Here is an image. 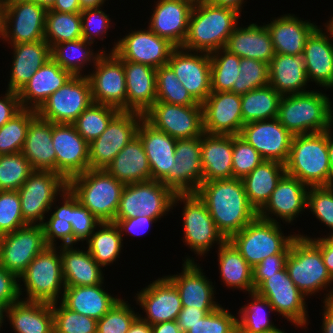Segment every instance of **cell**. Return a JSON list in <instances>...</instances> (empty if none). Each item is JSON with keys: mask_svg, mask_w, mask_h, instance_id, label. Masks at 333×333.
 Wrapping results in <instances>:
<instances>
[{"mask_svg": "<svg viewBox=\"0 0 333 333\" xmlns=\"http://www.w3.org/2000/svg\"><path fill=\"white\" fill-rule=\"evenodd\" d=\"M196 194L227 240L258 216L240 178L203 181Z\"/></svg>", "mask_w": 333, "mask_h": 333, "instance_id": "6da1fadb", "label": "cell"}, {"mask_svg": "<svg viewBox=\"0 0 333 333\" xmlns=\"http://www.w3.org/2000/svg\"><path fill=\"white\" fill-rule=\"evenodd\" d=\"M239 16L241 14L232 8L213 5L208 1L195 3L181 48L209 54L224 48L238 25Z\"/></svg>", "mask_w": 333, "mask_h": 333, "instance_id": "7a4b0ae2", "label": "cell"}, {"mask_svg": "<svg viewBox=\"0 0 333 333\" xmlns=\"http://www.w3.org/2000/svg\"><path fill=\"white\" fill-rule=\"evenodd\" d=\"M322 91L281 96L278 121L292 134L320 133L333 128V105Z\"/></svg>", "mask_w": 333, "mask_h": 333, "instance_id": "3957f363", "label": "cell"}, {"mask_svg": "<svg viewBox=\"0 0 333 333\" xmlns=\"http://www.w3.org/2000/svg\"><path fill=\"white\" fill-rule=\"evenodd\" d=\"M286 174L307 186H326L331 171L328 155V131L293 135Z\"/></svg>", "mask_w": 333, "mask_h": 333, "instance_id": "277c9868", "label": "cell"}, {"mask_svg": "<svg viewBox=\"0 0 333 333\" xmlns=\"http://www.w3.org/2000/svg\"><path fill=\"white\" fill-rule=\"evenodd\" d=\"M124 187L105 169H88L68 181L70 191L101 222H114Z\"/></svg>", "mask_w": 333, "mask_h": 333, "instance_id": "5b68a950", "label": "cell"}, {"mask_svg": "<svg viewBox=\"0 0 333 333\" xmlns=\"http://www.w3.org/2000/svg\"><path fill=\"white\" fill-rule=\"evenodd\" d=\"M56 246H47L29 264L18 278L19 293L26 291L25 301L55 303L61 300L65 289L62 273L61 254ZM59 251V252H57ZM21 280L24 284L20 285ZM61 295V297L59 296Z\"/></svg>", "mask_w": 333, "mask_h": 333, "instance_id": "8992f818", "label": "cell"}, {"mask_svg": "<svg viewBox=\"0 0 333 333\" xmlns=\"http://www.w3.org/2000/svg\"><path fill=\"white\" fill-rule=\"evenodd\" d=\"M279 223L257 216L228 240L253 268L268 256L289 254L291 242L298 234L284 236Z\"/></svg>", "mask_w": 333, "mask_h": 333, "instance_id": "52a82bcc", "label": "cell"}, {"mask_svg": "<svg viewBox=\"0 0 333 333\" xmlns=\"http://www.w3.org/2000/svg\"><path fill=\"white\" fill-rule=\"evenodd\" d=\"M285 268L296 287L307 297L321 290H331L333 278L321 251L307 238L297 235L291 242Z\"/></svg>", "mask_w": 333, "mask_h": 333, "instance_id": "ba28073f", "label": "cell"}, {"mask_svg": "<svg viewBox=\"0 0 333 333\" xmlns=\"http://www.w3.org/2000/svg\"><path fill=\"white\" fill-rule=\"evenodd\" d=\"M184 203L182 208V220L184 245H187L191 251L198 256L208 254V251L215 246L218 247L227 239L218 230L206 204L198 197L196 193L175 194L173 207L177 203Z\"/></svg>", "mask_w": 333, "mask_h": 333, "instance_id": "9c48e42d", "label": "cell"}, {"mask_svg": "<svg viewBox=\"0 0 333 333\" xmlns=\"http://www.w3.org/2000/svg\"><path fill=\"white\" fill-rule=\"evenodd\" d=\"M174 196L175 193L161 181L126 184L115 219H130L137 216L161 219L173 209Z\"/></svg>", "mask_w": 333, "mask_h": 333, "instance_id": "30bf717a", "label": "cell"}, {"mask_svg": "<svg viewBox=\"0 0 333 333\" xmlns=\"http://www.w3.org/2000/svg\"><path fill=\"white\" fill-rule=\"evenodd\" d=\"M68 188V182L53 171H34L17 190L24 222L42 225L45 213L52 211L56 197Z\"/></svg>", "mask_w": 333, "mask_h": 333, "instance_id": "8fae6325", "label": "cell"}, {"mask_svg": "<svg viewBox=\"0 0 333 333\" xmlns=\"http://www.w3.org/2000/svg\"><path fill=\"white\" fill-rule=\"evenodd\" d=\"M46 11L44 6L29 0H4L1 40L11 45L44 40Z\"/></svg>", "mask_w": 333, "mask_h": 333, "instance_id": "7c38bea8", "label": "cell"}, {"mask_svg": "<svg viewBox=\"0 0 333 333\" xmlns=\"http://www.w3.org/2000/svg\"><path fill=\"white\" fill-rule=\"evenodd\" d=\"M92 102L91 86L86 74L72 76L44 101L36 113L52 123L72 124Z\"/></svg>", "mask_w": 333, "mask_h": 333, "instance_id": "4fadbf2b", "label": "cell"}, {"mask_svg": "<svg viewBox=\"0 0 333 333\" xmlns=\"http://www.w3.org/2000/svg\"><path fill=\"white\" fill-rule=\"evenodd\" d=\"M255 292L268 300L274 312L282 315L297 328L304 327L305 329L306 325H308L306 296L290 279L286 268L272 276H268L255 289Z\"/></svg>", "mask_w": 333, "mask_h": 333, "instance_id": "5bb4252c", "label": "cell"}, {"mask_svg": "<svg viewBox=\"0 0 333 333\" xmlns=\"http://www.w3.org/2000/svg\"><path fill=\"white\" fill-rule=\"evenodd\" d=\"M144 115L120 111L106 130L89 144V169H105L132 138L137 135Z\"/></svg>", "mask_w": 333, "mask_h": 333, "instance_id": "9a60e30c", "label": "cell"}, {"mask_svg": "<svg viewBox=\"0 0 333 333\" xmlns=\"http://www.w3.org/2000/svg\"><path fill=\"white\" fill-rule=\"evenodd\" d=\"M86 75L91 86L94 103L113 106L126 111V77L122 61L113 52H104Z\"/></svg>", "mask_w": 333, "mask_h": 333, "instance_id": "2e32d148", "label": "cell"}, {"mask_svg": "<svg viewBox=\"0 0 333 333\" xmlns=\"http://www.w3.org/2000/svg\"><path fill=\"white\" fill-rule=\"evenodd\" d=\"M156 129L175 139L200 137L204 134L202 105H177L156 101L144 114Z\"/></svg>", "mask_w": 333, "mask_h": 333, "instance_id": "e0dca14e", "label": "cell"}, {"mask_svg": "<svg viewBox=\"0 0 333 333\" xmlns=\"http://www.w3.org/2000/svg\"><path fill=\"white\" fill-rule=\"evenodd\" d=\"M46 247L42 225L27 224L0 236V265L19 278Z\"/></svg>", "mask_w": 333, "mask_h": 333, "instance_id": "ac0fdd59", "label": "cell"}, {"mask_svg": "<svg viewBox=\"0 0 333 333\" xmlns=\"http://www.w3.org/2000/svg\"><path fill=\"white\" fill-rule=\"evenodd\" d=\"M113 52L119 59L151 66L155 69L167 65L176 48L168 40L159 37L149 28L131 30L113 45Z\"/></svg>", "mask_w": 333, "mask_h": 333, "instance_id": "d6986e66", "label": "cell"}, {"mask_svg": "<svg viewBox=\"0 0 333 333\" xmlns=\"http://www.w3.org/2000/svg\"><path fill=\"white\" fill-rule=\"evenodd\" d=\"M52 143L56 152V173L67 182L89 169V143L73 124L52 123Z\"/></svg>", "mask_w": 333, "mask_h": 333, "instance_id": "ffe728a7", "label": "cell"}, {"mask_svg": "<svg viewBox=\"0 0 333 333\" xmlns=\"http://www.w3.org/2000/svg\"><path fill=\"white\" fill-rule=\"evenodd\" d=\"M167 64L191 96L202 104L212 92L210 54L176 47Z\"/></svg>", "mask_w": 333, "mask_h": 333, "instance_id": "44dd1931", "label": "cell"}, {"mask_svg": "<svg viewBox=\"0 0 333 333\" xmlns=\"http://www.w3.org/2000/svg\"><path fill=\"white\" fill-rule=\"evenodd\" d=\"M204 133L239 135L243 123L241 95L212 91L201 104Z\"/></svg>", "mask_w": 333, "mask_h": 333, "instance_id": "7402d4cb", "label": "cell"}, {"mask_svg": "<svg viewBox=\"0 0 333 333\" xmlns=\"http://www.w3.org/2000/svg\"><path fill=\"white\" fill-rule=\"evenodd\" d=\"M239 136L252 145L264 160L286 163L293 135L277 118L244 124Z\"/></svg>", "mask_w": 333, "mask_h": 333, "instance_id": "603a6c76", "label": "cell"}, {"mask_svg": "<svg viewBox=\"0 0 333 333\" xmlns=\"http://www.w3.org/2000/svg\"><path fill=\"white\" fill-rule=\"evenodd\" d=\"M136 296V303L146 313L139 317L150 325L177 320L183 308L177 288L166 276L156 279Z\"/></svg>", "mask_w": 333, "mask_h": 333, "instance_id": "cb8c5ba5", "label": "cell"}, {"mask_svg": "<svg viewBox=\"0 0 333 333\" xmlns=\"http://www.w3.org/2000/svg\"><path fill=\"white\" fill-rule=\"evenodd\" d=\"M325 24L326 32L317 27L307 38L302 56L309 82L327 90L333 87V19Z\"/></svg>", "mask_w": 333, "mask_h": 333, "instance_id": "d4e9b609", "label": "cell"}, {"mask_svg": "<svg viewBox=\"0 0 333 333\" xmlns=\"http://www.w3.org/2000/svg\"><path fill=\"white\" fill-rule=\"evenodd\" d=\"M137 135L148 158L151 180L161 181L170 188V171H174L177 139L156 129L144 117L139 123Z\"/></svg>", "mask_w": 333, "mask_h": 333, "instance_id": "484cf974", "label": "cell"}, {"mask_svg": "<svg viewBox=\"0 0 333 333\" xmlns=\"http://www.w3.org/2000/svg\"><path fill=\"white\" fill-rule=\"evenodd\" d=\"M186 257L179 274L166 276L177 288L183 307L216 310L221 307L215 299V290L194 258Z\"/></svg>", "mask_w": 333, "mask_h": 333, "instance_id": "4316f807", "label": "cell"}, {"mask_svg": "<svg viewBox=\"0 0 333 333\" xmlns=\"http://www.w3.org/2000/svg\"><path fill=\"white\" fill-rule=\"evenodd\" d=\"M170 189L175 194L196 193L203 182L201 136L177 139Z\"/></svg>", "mask_w": 333, "mask_h": 333, "instance_id": "83f0119b", "label": "cell"}, {"mask_svg": "<svg viewBox=\"0 0 333 333\" xmlns=\"http://www.w3.org/2000/svg\"><path fill=\"white\" fill-rule=\"evenodd\" d=\"M308 189L309 186L297 178L285 174L268 201L258 211V217L272 222H278V217L287 223L293 222L299 213L305 211ZM272 216L277 218L274 219Z\"/></svg>", "mask_w": 333, "mask_h": 333, "instance_id": "f1b7e54d", "label": "cell"}, {"mask_svg": "<svg viewBox=\"0 0 333 333\" xmlns=\"http://www.w3.org/2000/svg\"><path fill=\"white\" fill-rule=\"evenodd\" d=\"M193 6L189 0H157L147 28L175 47H182Z\"/></svg>", "mask_w": 333, "mask_h": 333, "instance_id": "f546056e", "label": "cell"}, {"mask_svg": "<svg viewBox=\"0 0 333 333\" xmlns=\"http://www.w3.org/2000/svg\"><path fill=\"white\" fill-rule=\"evenodd\" d=\"M120 60L126 77V111L144 115L156 102V69Z\"/></svg>", "mask_w": 333, "mask_h": 333, "instance_id": "4dcf8cb0", "label": "cell"}, {"mask_svg": "<svg viewBox=\"0 0 333 333\" xmlns=\"http://www.w3.org/2000/svg\"><path fill=\"white\" fill-rule=\"evenodd\" d=\"M73 75L52 58L41 66L18 92L22 108L37 110L44 101L61 88Z\"/></svg>", "mask_w": 333, "mask_h": 333, "instance_id": "1f68e13d", "label": "cell"}, {"mask_svg": "<svg viewBox=\"0 0 333 333\" xmlns=\"http://www.w3.org/2000/svg\"><path fill=\"white\" fill-rule=\"evenodd\" d=\"M272 20L265 25L269 31L274 51L279 54L301 55L307 38L318 27L314 22L303 21L290 13Z\"/></svg>", "mask_w": 333, "mask_h": 333, "instance_id": "d6a6232c", "label": "cell"}, {"mask_svg": "<svg viewBox=\"0 0 333 333\" xmlns=\"http://www.w3.org/2000/svg\"><path fill=\"white\" fill-rule=\"evenodd\" d=\"M246 26L244 28L237 25L224 48L240 58L256 59L269 64L275 51L267 26H258L256 23Z\"/></svg>", "mask_w": 333, "mask_h": 333, "instance_id": "836d02e7", "label": "cell"}, {"mask_svg": "<svg viewBox=\"0 0 333 333\" xmlns=\"http://www.w3.org/2000/svg\"><path fill=\"white\" fill-rule=\"evenodd\" d=\"M13 47V60L10 69L8 88L19 92L34 73L51 59V47L45 40L19 43Z\"/></svg>", "mask_w": 333, "mask_h": 333, "instance_id": "e575fe53", "label": "cell"}, {"mask_svg": "<svg viewBox=\"0 0 333 333\" xmlns=\"http://www.w3.org/2000/svg\"><path fill=\"white\" fill-rule=\"evenodd\" d=\"M22 154L28 159L34 171L56 172L52 122L38 115L30 121Z\"/></svg>", "mask_w": 333, "mask_h": 333, "instance_id": "d590c367", "label": "cell"}, {"mask_svg": "<svg viewBox=\"0 0 333 333\" xmlns=\"http://www.w3.org/2000/svg\"><path fill=\"white\" fill-rule=\"evenodd\" d=\"M233 135L207 134L201 136L203 181L233 178Z\"/></svg>", "mask_w": 333, "mask_h": 333, "instance_id": "8d00e7d4", "label": "cell"}, {"mask_svg": "<svg viewBox=\"0 0 333 333\" xmlns=\"http://www.w3.org/2000/svg\"><path fill=\"white\" fill-rule=\"evenodd\" d=\"M269 85L281 96L308 92L309 82L301 55L275 53L268 64Z\"/></svg>", "mask_w": 333, "mask_h": 333, "instance_id": "74e56055", "label": "cell"}, {"mask_svg": "<svg viewBox=\"0 0 333 333\" xmlns=\"http://www.w3.org/2000/svg\"><path fill=\"white\" fill-rule=\"evenodd\" d=\"M102 284L66 286L60 302L74 312L99 320L120 299L106 292Z\"/></svg>", "mask_w": 333, "mask_h": 333, "instance_id": "f35d334b", "label": "cell"}, {"mask_svg": "<svg viewBox=\"0 0 333 333\" xmlns=\"http://www.w3.org/2000/svg\"><path fill=\"white\" fill-rule=\"evenodd\" d=\"M105 170L125 185L151 180L148 158L138 135L117 153Z\"/></svg>", "mask_w": 333, "mask_h": 333, "instance_id": "ab89813d", "label": "cell"}, {"mask_svg": "<svg viewBox=\"0 0 333 333\" xmlns=\"http://www.w3.org/2000/svg\"><path fill=\"white\" fill-rule=\"evenodd\" d=\"M60 248L62 273L65 286H93L104 283L100 266L88 250H80L73 245Z\"/></svg>", "mask_w": 333, "mask_h": 333, "instance_id": "60d3db41", "label": "cell"}, {"mask_svg": "<svg viewBox=\"0 0 333 333\" xmlns=\"http://www.w3.org/2000/svg\"><path fill=\"white\" fill-rule=\"evenodd\" d=\"M15 333H54L50 303L19 300L7 308Z\"/></svg>", "mask_w": 333, "mask_h": 333, "instance_id": "b9f144b4", "label": "cell"}, {"mask_svg": "<svg viewBox=\"0 0 333 333\" xmlns=\"http://www.w3.org/2000/svg\"><path fill=\"white\" fill-rule=\"evenodd\" d=\"M286 174L285 165L278 161L263 160L241 180L249 203L258 212L268 201L278 182Z\"/></svg>", "mask_w": 333, "mask_h": 333, "instance_id": "7bdbcfd3", "label": "cell"}, {"mask_svg": "<svg viewBox=\"0 0 333 333\" xmlns=\"http://www.w3.org/2000/svg\"><path fill=\"white\" fill-rule=\"evenodd\" d=\"M217 250L220 276L225 286L245 290L248 294L254 292L252 267L235 246L226 240Z\"/></svg>", "mask_w": 333, "mask_h": 333, "instance_id": "ee69618b", "label": "cell"}, {"mask_svg": "<svg viewBox=\"0 0 333 333\" xmlns=\"http://www.w3.org/2000/svg\"><path fill=\"white\" fill-rule=\"evenodd\" d=\"M93 43L85 39H77L59 43L51 48V58L59 64L64 70L69 71L73 76H82L85 65L90 63L94 66L98 59L107 52V50H98L95 53L91 45ZM83 68V69H82Z\"/></svg>", "mask_w": 333, "mask_h": 333, "instance_id": "f6af8a7d", "label": "cell"}, {"mask_svg": "<svg viewBox=\"0 0 333 333\" xmlns=\"http://www.w3.org/2000/svg\"><path fill=\"white\" fill-rule=\"evenodd\" d=\"M281 95L270 85L241 95L243 123L277 118Z\"/></svg>", "mask_w": 333, "mask_h": 333, "instance_id": "bcb514c9", "label": "cell"}, {"mask_svg": "<svg viewBox=\"0 0 333 333\" xmlns=\"http://www.w3.org/2000/svg\"><path fill=\"white\" fill-rule=\"evenodd\" d=\"M96 230L86 241L87 250L100 266L106 267L119 258L122 236L114 222H101Z\"/></svg>", "mask_w": 333, "mask_h": 333, "instance_id": "7dc6e473", "label": "cell"}, {"mask_svg": "<svg viewBox=\"0 0 333 333\" xmlns=\"http://www.w3.org/2000/svg\"><path fill=\"white\" fill-rule=\"evenodd\" d=\"M82 39L81 14L64 13L47 9L45 16L44 40L54 45Z\"/></svg>", "mask_w": 333, "mask_h": 333, "instance_id": "c3c4849f", "label": "cell"}, {"mask_svg": "<svg viewBox=\"0 0 333 333\" xmlns=\"http://www.w3.org/2000/svg\"><path fill=\"white\" fill-rule=\"evenodd\" d=\"M252 300L246 306H242L237 318V332L238 333H264L274 330L277 326L272 324L268 318L273 310L268 300L257 294L255 291L249 293ZM266 309L270 311L267 313Z\"/></svg>", "mask_w": 333, "mask_h": 333, "instance_id": "681fc988", "label": "cell"}, {"mask_svg": "<svg viewBox=\"0 0 333 333\" xmlns=\"http://www.w3.org/2000/svg\"><path fill=\"white\" fill-rule=\"evenodd\" d=\"M119 112L120 110L113 106L92 102L72 124L76 131L90 144L106 130L110 121Z\"/></svg>", "mask_w": 333, "mask_h": 333, "instance_id": "f907efd6", "label": "cell"}, {"mask_svg": "<svg viewBox=\"0 0 333 333\" xmlns=\"http://www.w3.org/2000/svg\"><path fill=\"white\" fill-rule=\"evenodd\" d=\"M211 91H231L238 74L241 58L225 48L210 53Z\"/></svg>", "mask_w": 333, "mask_h": 333, "instance_id": "816d5d0a", "label": "cell"}, {"mask_svg": "<svg viewBox=\"0 0 333 333\" xmlns=\"http://www.w3.org/2000/svg\"><path fill=\"white\" fill-rule=\"evenodd\" d=\"M36 110L22 108L0 128V155L22 152L30 121Z\"/></svg>", "mask_w": 333, "mask_h": 333, "instance_id": "f5cc1de1", "label": "cell"}, {"mask_svg": "<svg viewBox=\"0 0 333 333\" xmlns=\"http://www.w3.org/2000/svg\"><path fill=\"white\" fill-rule=\"evenodd\" d=\"M156 101L184 106L201 105L181 84L168 64L156 69Z\"/></svg>", "mask_w": 333, "mask_h": 333, "instance_id": "db71d44e", "label": "cell"}, {"mask_svg": "<svg viewBox=\"0 0 333 333\" xmlns=\"http://www.w3.org/2000/svg\"><path fill=\"white\" fill-rule=\"evenodd\" d=\"M34 172L22 152L0 155V191H16Z\"/></svg>", "mask_w": 333, "mask_h": 333, "instance_id": "11a10c76", "label": "cell"}, {"mask_svg": "<svg viewBox=\"0 0 333 333\" xmlns=\"http://www.w3.org/2000/svg\"><path fill=\"white\" fill-rule=\"evenodd\" d=\"M240 73L231 92L242 95L256 88L269 85L268 64L250 58H241Z\"/></svg>", "mask_w": 333, "mask_h": 333, "instance_id": "9f6ffc18", "label": "cell"}, {"mask_svg": "<svg viewBox=\"0 0 333 333\" xmlns=\"http://www.w3.org/2000/svg\"><path fill=\"white\" fill-rule=\"evenodd\" d=\"M51 306L54 333H96V319L74 312L59 301L52 303Z\"/></svg>", "mask_w": 333, "mask_h": 333, "instance_id": "6f0895ef", "label": "cell"}, {"mask_svg": "<svg viewBox=\"0 0 333 333\" xmlns=\"http://www.w3.org/2000/svg\"><path fill=\"white\" fill-rule=\"evenodd\" d=\"M127 302L120 298L101 319L97 320L96 333H127L139 316Z\"/></svg>", "mask_w": 333, "mask_h": 333, "instance_id": "680465c9", "label": "cell"}, {"mask_svg": "<svg viewBox=\"0 0 333 333\" xmlns=\"http://www.w3.org/2000/svg\"><path fill=\"white\" fill-rule=\"evenodd\" d=\"M25 225L18 191H0V236Z\"/></svg>", "mask_w": 333, "mask_h": 333, "instance_id": "91938a15", "label": "cell"}, {"mask_svg": "<svg viewBox=\"0 0 333 333\" xmlns=\"http://www.w3.org/2000/svg\"><path fill=\"white\" fill-rule=\"evenodd\" d=\"M264 159L260 153L239 135H233V178L242 179L252 172Z\"/></svg>", "mask_w": 333, "mask_h": 333, "instance_id": "94428289", "label": "cell"}, {"mask_svg": "<svg viewBox=\"0 0 333 333\" xmlns=\"http://www.w3.org/2000/svg\"><path fill=\"white\" fill-rule=\"evenodd\" d=\"M306 208L333 232V188L326 186L309 187Z\"/></svg>", "mask_w": 333, "mask_h": 333, "instance_id": "6125c7cd", "label": "cell"}, {"mask_svg": "<svg viewBox=\"0 0 333 333\" xmlns=\"http://www.w3.org/2000/svg\"><path fill=\"white\" fill-rule=\"evenodd\" d=\"M101 223L88 208H85L71 192V226L73 230V245L88 240Z\"/></svg>", "mask_w": 333, "mask_h": 333, "instance_id": "be15d7a7", "label": "cell"}, {"mask_svg": "<svg viewBox=\"0 0 333 333\" xmlns=\"http://www.w3.org/2000/svg\"><path fill=\"white\" fill-rule=\"evenodd\" d=\"M186 333H238L237 318L221 306L207 314Z\"/></svg>", "mask_w": 333, "mask_h": 333, "instance_id": "e7e4bbea", "label": "cell"}, {"mask_svg": "<svg viewBox=\"0 0 333 333\" xmlns=\"http://www.w3.org/2000/svg\"><path fill=\"white\" fill-rule=\"evenodd\" d=\"M105 13L101 7L85 8L80 12L83 39L91 43H94L96 38L104 39L107 30L111 28V18Z\"/></svg>", "mask_w": 333, "mask_h": 333, "instance_id": "03108f58", "label": "cell"}, {"mask_svg": "<svg viewBox=\"0 0 333 333\" xmlns=\"http://www.w3.org/2000/svg\"><path fill=\"white\" fill-rule=\"evenodd\" d=\"M44 220L42 227L44 230V238L47 246L56 247V239L62 241L61 246L73 245V230L71 223L60 220L59 218H47Z\"/></svg>", "mask_w": 333, "mask_h": 333, "instance_id": "003e7915", "label": "cell"}, {"mask_svg": "<svg viewBox=\"0 0 333 333\" xmlns=\"http://www.w3.org/2000/svg\"><path fill=\"white\" fill-rule=\"evenodd\" d=\"M287 256L288 254L271 255L255 265L252 268L254 289L267 279L268 276H272L276 272L283 270L286 265Z\"/></svg>", "mask_w": 333, "mask_h": 333, "instance_id": "a7ac6f4b", "label": "cell"}, {"mask_svg": "<svg viewBox=\"0 0 333 333\" xmlns=\"http://www.w3.org/2000/svg\"><path fill=\"white\" fill-rule=\"evenodd\" d=\"M20 298L18 277L0 265V303L9 307Z\"/></svg>", "mask_w": 333, "mask_h": 333, "instance_id": "89a4df30", "label": "cell"}, {"mask_svg": "<svg viewBox=\"0 0 333 333\" xmlns=\"http://www.w3.org/2000/svg\"><path fill=\"white\" fill-rule=\"evenodd\" d=\"M158 220L146 217L137 216L130 219H115L114 223L119 228L120 234L122 236L125 234L124 231L131 235H142L148 232L150 225L157 222Z\"/></svg>", "mask_w": 333, "mask_h": 333, "instance_id": "2644e50d", "label": "cell"}, {"mask_svg": "<svg viewBox=\"0 0 333 333\" xmlns=\"http://www.w3.org/2000/svg\"><path fill=\"white\" fill-rule=\"evenodd\" d=\"M22 109L18 92L6 90L0 98V128Z\"/></svg>", "mask_w": 333, "mask_h": 333, "instance_id": "8c879c8a", "label": "cell"}, {"mask_svg": "<svg viewBox=\"0 0 333 333\" xmlns=\"http://www.w3.org/2000/svg\"><path fill=\"white\" fill-rule=\"evenodd\" d=\"M214 310H200L198 308L183 307L178 314L177 323L180 330L186 333L193 325Z\"/></svg>", "mask_w": 333, "mask_h": 333, "instance_id": "753ad0ef", "label": "cell"}, {"mask_svg": "<svg viewBox=\"0 0 333 333\" xmlns=\"http://www.w3.org/2000/svg\"><path fill=\"white\" fill-rule=\"evenodd\" d=\"M301 237L309 239L320 251L325 266L333 278V240L329 236L310 238L309 236L298 234Z\"/></svg>", "mask_w": 333, "mask_h": 333, "instance_id": "34e18365", "label": "cell"}, {"mask_svg": "<svg viewBox=\"0 0 333 333\" xmlns=\"http://www.w3.org/2000/svg\"><path fill=\"white\" fill-rule=\"evenodd\" d=\"M324 296L323 317H322V333H333V287L331 291Z\"/></svg>", "mask_w": 333, "mask_h": 333, "instance_id": "11e5206c", "label": "cell"}, {"mask_svg": "<svg viewBox=\"0 0 333 333\" xmlns=\"http://www.w3.org/2000/svg\"><path fill=\"white\" fill-rule=\"evenodd\" d=\"M62 197V206H53L54 212L51 213L50 218H59L60 220L68 221L71 223V191L69 188L65 189L59 196ZM60 206V207H59Z\"/></svg>", "mask_w": 333, "mask_h": 333, "instance_id": "2a66077c", "label": "cell"}, {"mask_svg": "<svg viewBox=\"0 0 333 333\" xmlns=\"http://www.w3.org/2000/svg\"><path fill=\"white\" fill-rule=\"evenodd\" d=\"M49 10L64 13H77L81 12L83 9L81 8L79 0H56Z\"/></svg>", "mask_w": 333, "mask_h": 333, "instance_id": "b9fcfbb0", "label": "cell"}, {"mask_svg": "<svg viewBox=\"0 0 333 333\" xmlns=\"http://www.w3.org/2000/svg\"><path fill=\"white\" fill-rule=\"evenodd\" d=\"M152 333H183L176 320L151 325Z\"/></svg>", "mask_w": 333, "mask_h": 333, "instance_id": "09005b40", "label": "cell"}, {"mask_svg": "<svg viewBox=\"0 0 333 333\" xmlns=\"http://www.w3.org/2000/svg\"><path fill=\"white\" fill-rule=\"evenodd\" d=\"M127 333H152V327L138 316L131 324Z\"/></svg>", "mask_w": 333, "mask_h": 333, "instance_id": "979ff035", "label": "cell"}, {"mask_svg": "<svg viewBox=\"0 0 333 333\" xmlns=\"http://www.w3.org/2000/svg\"><path fill=\"white\" fill-rule=\"evenodd\" d=\"M209 3L221 7L232 8L241 14L243 4L246 2L244 0H208Z\"/></svg>", "mask_w": 333, "mask_h": 333, "instance_id": "deb4b68c", "label": "cell"}, {"mask_svg": "<svg viewBox=\"0 0 333 333\" xmlns=\"http://www.w3.org/2000/svg\"><path fill=\"white\" fill-rule=\"evenodd\" d=\"M81 8H99L102 7L106 0H79Z\"/></svg>", "mask_w": 333, "mask_h": 333, "instance_id": "67dfc351", "label": "cell"}, {"mask_svg": "<svg viewBox=\"0 0 333 333\" xmlns=\"http://www.w3.org/2000/svg\"><path fill=\"white\" fill-rule=\"evenodd\" d=\"M328 155L330 163L333 164V135L331 130H328Z\"/></svg>", "mask_w": 333, "mask_h": 333, "instance_id": "b62a3aed", "label": "cell"}, {"mask_svg": "<svg viewBox=\"0 0 333 333\" xmlns=\"http://www.w3.org/2000/svg\"><path fill=\"white\" fill-rule=\"evenodd\" d=\"M38 5L44 6L46 9H50L56 0H29Z\"/></svg>", "mask_w": 333, "mask_h": 333, "instance_id": "603ad722", "label": "cell"}, {"mask_svg": "<svg viewBox=\"0 0 333 333\" xmlns=\"http://www.w3.org/2000/svg\"><path fill=\"white\" fill-rule=\"evenodd\" d=\"M7 306L0 303V330L5 321V315H7ZM3 323V324H2Z\"/></svg>", "mask_w": 333, "mask_h": 333, "instance_id": "5803f987", "label": "cell"}]
</instances>
